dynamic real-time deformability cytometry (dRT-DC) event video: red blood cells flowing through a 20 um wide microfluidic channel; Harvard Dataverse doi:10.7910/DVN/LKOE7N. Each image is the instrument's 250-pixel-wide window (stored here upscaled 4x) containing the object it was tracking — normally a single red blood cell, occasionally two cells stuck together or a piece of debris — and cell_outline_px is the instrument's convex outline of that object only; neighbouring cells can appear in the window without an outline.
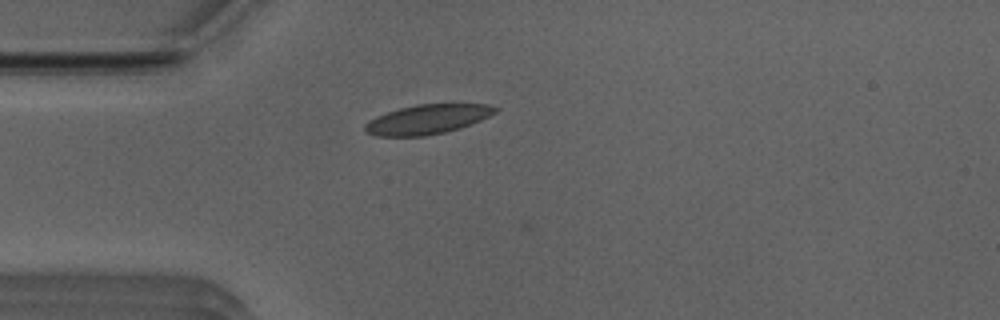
{"species": "Egyptian fruit bat (a non-hibernating species)", "species_latin": "Rousettus aegyptiacus", "temperature_condition": "room temperature", "stored_images_in_passage": 2, "camera_frame_rate_fps": 3000, "um_per_image_px": 0.085, "animal": {"sex": "male"}, "frame": {"image": 1, "passage_image": 1, "time_ms": 0.0, "image_size_px": [1000, 320], "cell_outline_px": [[500, 108], [496, 112], [480, 120], [460, 128], [444, 132], [424, 136], [376, 136], [364, 132], [364, 124], [368, 120], [376, 116], [400, 108], [416, 104], [452, 100], [488, 104]], "centroid_in_image_um": [36.39, 10.08], "position_along_channel_um": 48.6, "area_um2": 23.41}}